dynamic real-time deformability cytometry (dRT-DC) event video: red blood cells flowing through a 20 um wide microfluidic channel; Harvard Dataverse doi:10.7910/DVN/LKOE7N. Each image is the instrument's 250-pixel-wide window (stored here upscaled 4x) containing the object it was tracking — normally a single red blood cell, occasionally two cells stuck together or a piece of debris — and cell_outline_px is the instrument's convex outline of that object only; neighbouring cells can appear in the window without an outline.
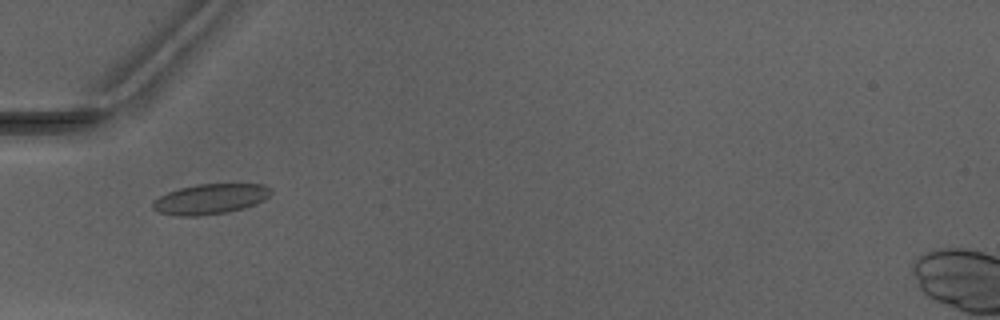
{"species": "Egyptian fruit bat (a non-hibernating species)", "species_latin": "Rousettus aegyptiacus", "temperature_condition": "warm", "stored_images_in_passage": 4, "camera_frame_rate_fps": 3000, "um_per_image_px": 0.085, "animal": {"sex": "male"}, "frame": {"image": 1, "passage_image": 1, "time_ms": 0.0, "image_size_px": [1000, 320], "cell_outline_px": [[272, 192], [264, 200], [244, 208], [224, 212], [200, 216], [176, 216], [160, 212], [152, 208], [152, 204], [160, 196], [168, 192], [180, 188], [196, 184], [264, 184], [272, 188]], "centroid_in_image_um": [17.89, 16.91], "position_along_channel_um": 67.1, "area_um2": 20.69}}
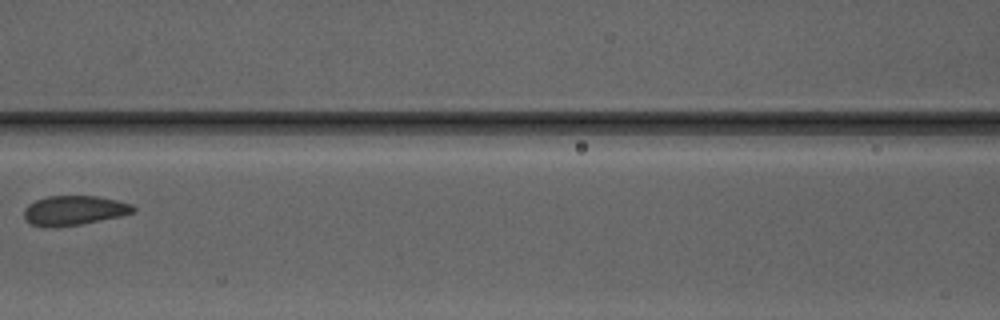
{"frame": {"image": 2, "passage_image": 3, "time_ms": 2.333, "image_size_px": [1000, 320], "cell_outline_px": [[136, 212], [120, 216], [80, 224], [56, 228], [48, 228], [32, 224], [24, 220], [24, 208], [28, 204], [36, 200], [48, 196], [96, 196], [116, 200], [132, 204], [136, 208]], "centroid_in_image_um": [6.27, 17.89], "position_along_channel_um": 160.3, "area_um2": 18.96}}
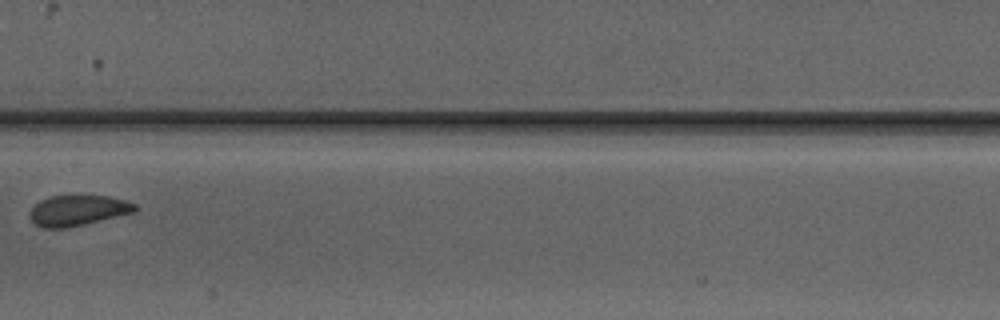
{"frame": {"image": 3, "passage_image": 4, "time_ms": 3.333, "image_size_px": [1000, 320], "cell_outline_px": [[140, 208], [136, 212], [68, 228], [44, 228], [36, 224], [28, 216], [28, 212], [40, 200], [52, 196], [108, 196], [124, 200], [136, 204]], "centroid_in_image_um": [6.64, 17.89], "position_along_channel_um": 200.8, "area_um2": 18.79}}